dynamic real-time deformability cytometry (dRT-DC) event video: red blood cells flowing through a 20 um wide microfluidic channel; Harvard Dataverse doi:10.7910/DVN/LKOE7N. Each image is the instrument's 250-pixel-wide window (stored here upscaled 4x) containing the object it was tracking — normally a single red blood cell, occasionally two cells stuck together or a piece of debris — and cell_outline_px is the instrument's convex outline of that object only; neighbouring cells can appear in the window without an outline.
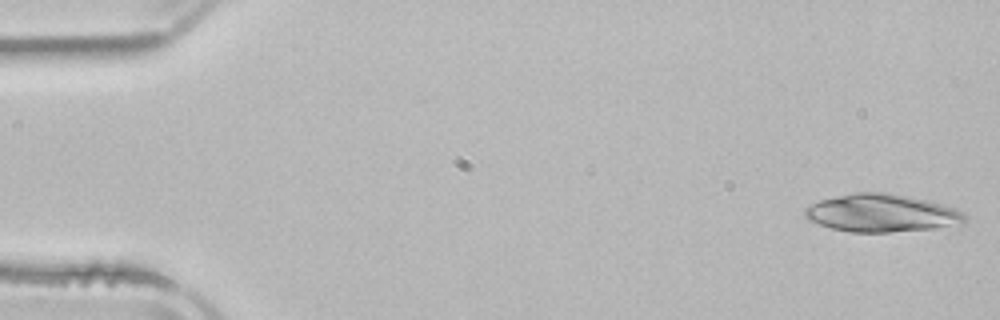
{"species": "common noctule bat (a hibernating species)", "species_latin": "Nyctalus noctula", "temperature_condition": "room temperature", "stored_images_in_passage": 8, "camera_frame_rate_fps": 3000, "um_per_image_px": 0.085, "animal": {"sex": "male", "body_mass_g": 21.5, "forearm_length_mm": 52.0}, "frame": {"image": 1, "passage_image": 1, "time_ms": 0.0, "image_size_px": [1000, 320], "cell_outline_px": [[964, 224], [936, 228], [892, 232], [848, 232], [832, 228], [808, 220], [804, 216], [804, 208], [808, 204], [820, 200], [836, 196], [856, 192], [884, 192], [908, 196], [940, 204], [964, 212]], "centroid_in_image_um": [74.89, 18.12], "position_along_channel_um": 10.1, "area_um2": 35.14}}
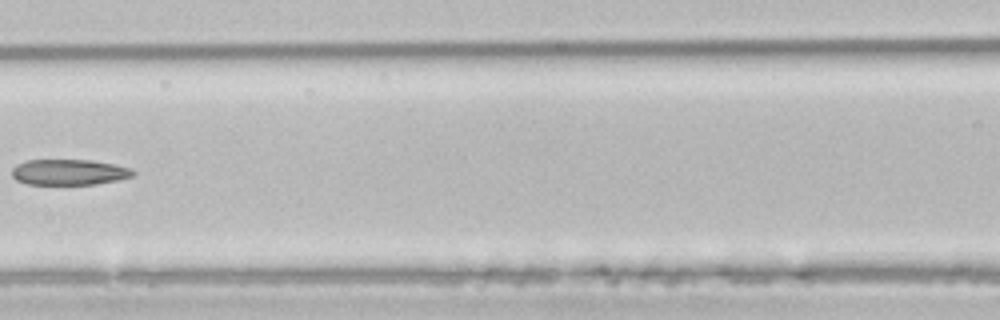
{"frame": {"image": 2, "passage_image": 7, "time_ms": 7.333, "image_size_px": [1000, 320], "cell_outline_px": [[136, 172], [132, 176], [116, 180], [96, 184], [28, 184], [16, 180], [12, 176], [12, 168], [16, 164], [28, 160], [92, 160], [116, 164], [132, 168]], "centroid_in_image_um": [5.88, 14.62], "position_along_channel_um": 160.7, "area_um2": 18.21}}
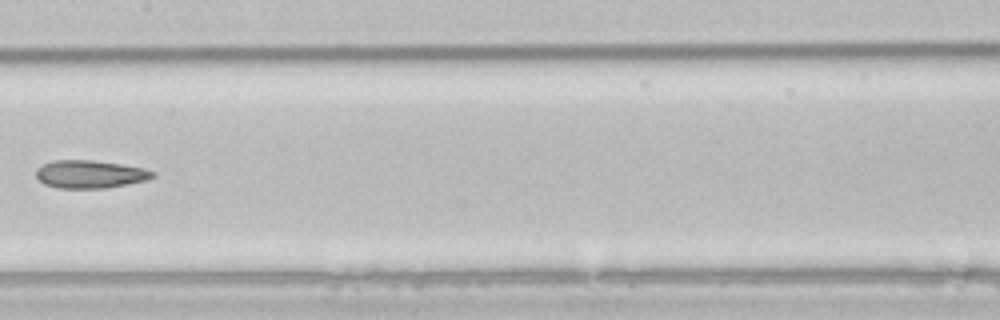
{"frame": {"image": 3, "passage_image": 8, "time_ms": 8.333, "image_size_px": [1000, 320], "cell_outline_px": [[156, 176], [148, 180], [108, 188], [56, 188], [44, 184], [36, 176], [36, 168], [52, 160], [92, 160], [120, 164], [144, 168], [156, 172]], "centroid_in_image_um": [7.67, 14.81], "position_along_channel_um": 199.7, "area_um2": 19.13}}